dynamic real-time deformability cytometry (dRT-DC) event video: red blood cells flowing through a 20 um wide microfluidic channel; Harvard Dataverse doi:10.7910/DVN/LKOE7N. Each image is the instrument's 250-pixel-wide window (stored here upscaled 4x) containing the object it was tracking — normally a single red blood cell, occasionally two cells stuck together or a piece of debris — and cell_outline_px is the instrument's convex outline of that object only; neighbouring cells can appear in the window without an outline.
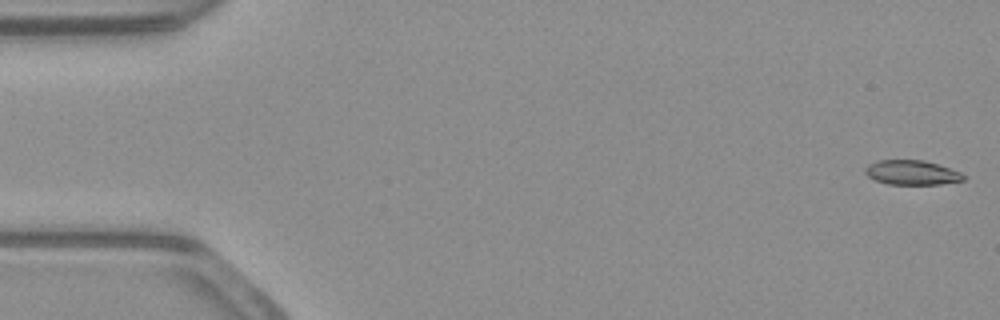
{"species": "common noctule bat (a hibernating species)", "species_latin": "Nyctalus noctula", "temperature_condition": "warm", "stored_images_in_passage": 54, "camera_frame_rate_fps": 3000, "um_per_image_px": 0.085, "animal": {"sex": "male", "body_mass_g": 23.1, "forearm_length_mm": 52.7}, "frame": {"image": 1, "passage_image": 1, "time_ms": 0.0, "image_size_px": [1000, 320], "cell_outline_px": [[968, 176], [964, 180], [940, 184], [888, 184], [876, 180], [868, 176], [864, 172], [864, 168], [868, 164], [876, 160], [924, 160], [960, 172]], "centroid_in_image_um": [77.49, 14.66], "position_along_channel_um": 7.5, "area_um2": 14.05}}
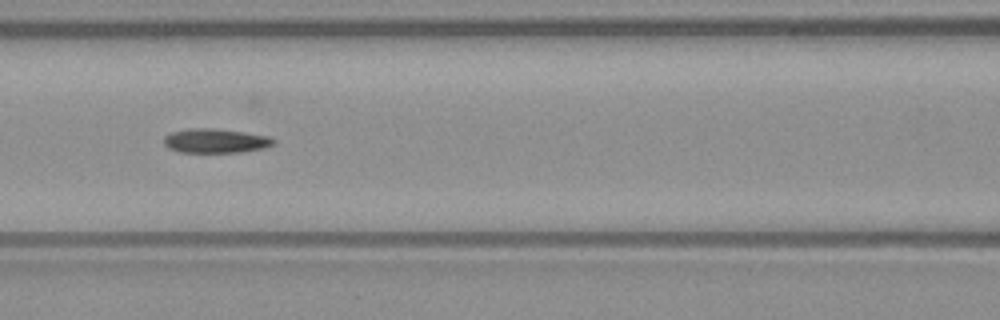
{"frame": {"image": 2, "passage_image": 23, "time_ms": 7.333, "image_size_px": [1000, 320], "cell_outline_px": [[276, 144], [264, 148], [240, 152], [180, 152], [168, 148], [164, 144], [164, 136], [172, 132], [188, 128], [212, 128], [244, 132], [268, 136], [276, 140]], "centroid_in_image_um": [18.33, 11.97], "position_along_channel_um": 148.3, "area_um2": 15.55}}
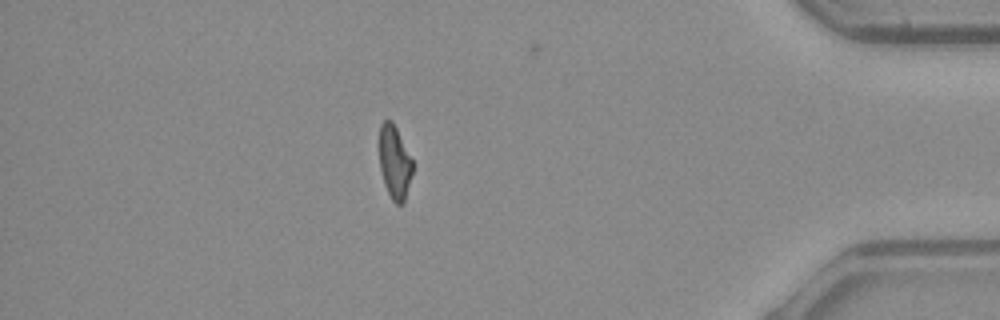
{"frame": {"image": 3, "passage_image": 46, "time_ms": 15.0, "image_size_px": [1000, 320], "cell_outline_px": [[412, 172], [404, 204], [396, 204], [392, 200], [384, 184], [380, 168], [380, 124], [384, 120], [392, 120], [412, 160]], "centroid_in_image_um": [33.53, 13.81], "position_along_channel_um": 401.7, "area_um2": 13.99}, "authors_computed_cell_mechanics": {"area_um2": 15.3459, "velocity_mm_per_s": 3.9093, "shape_relaxation_time_tau1_ms": null, "shape_relaxation_time_tau2_ms": 10.6051, "deformation_change_tau1": null, "deformation_change_tau2": 0.1906}}